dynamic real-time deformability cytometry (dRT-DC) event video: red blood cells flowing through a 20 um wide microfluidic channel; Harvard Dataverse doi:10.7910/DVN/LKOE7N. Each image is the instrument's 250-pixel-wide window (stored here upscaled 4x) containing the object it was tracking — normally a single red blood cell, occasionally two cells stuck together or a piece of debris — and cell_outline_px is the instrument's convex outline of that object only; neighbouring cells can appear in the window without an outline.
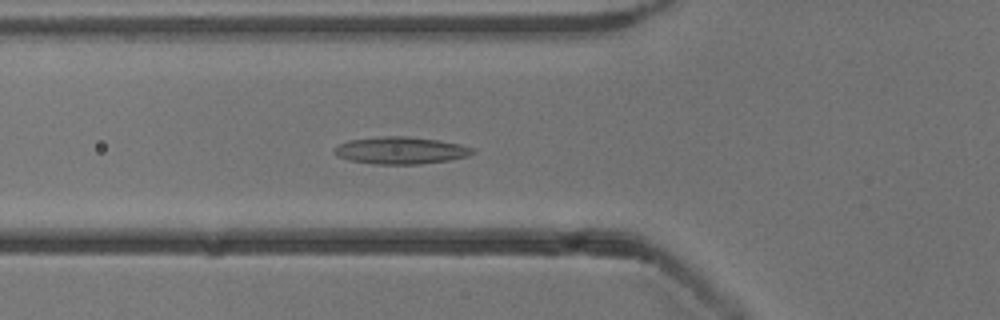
{"species": "common noctule bat (a hibernating species)", "species_latin": "Nyctalus noctula", "temperature_condition": "cold", "stored_images_in_passage": 43, "camera_frame_rate_fps": 3000, "um_per_image_px": 0.085, "animal": {"sex": "male", "body_mass_g": 13.3}, "frame": {"image": 1, "passage_image": 16, "time_ms": 5.0, "image_size_px": [1000, 320], "cell_outline_px": [[476, 152], [468, 156], [448, 160], [420, 164], [376, 164], [352, 160], [340, 156], [332, 152], [332, 148], [348, 140], [380, 136], [408, 136], [436, 140], [460, 144], [476, 148]], "centroid_in_image_um": [34.08, 12.78], "position_along_channel_um": 91.7, "area_um2": 21.85}}
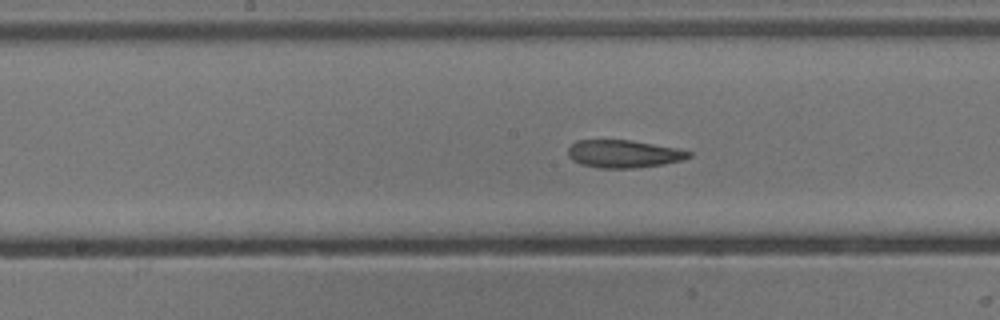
{"frame": {"image": 2, "passage_image": 24, "time_ms": 7.667, "image_size_px": [1000, 320], "cell_outline_px": [[692, 156], [684, 160], [664, 164], [632, 168], [600, 168], [580, 164], [572, 160], [568, 156], [568, 148], [576, 140], [628, 140], [676, 148], [692, 152]], "centroid_in_image_um": [53.0, 13.08], "position_along_channel_um": 195.2, "area_um2": 19.48}}
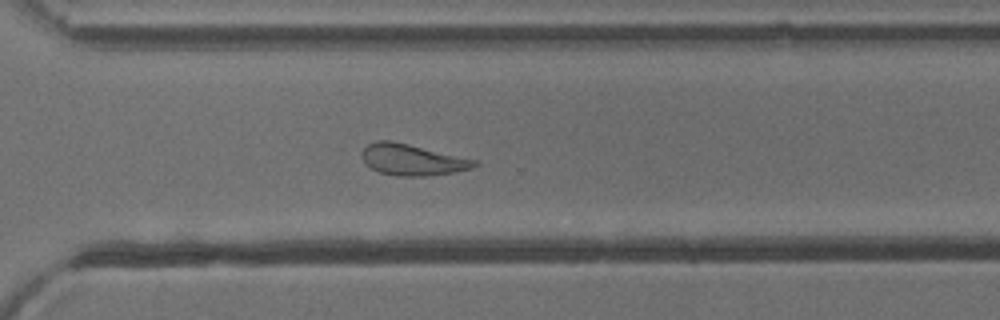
{"frame": {"image": 3, "passage_image": 35, "time_ms": 11.333, "image_size_px": [1000, 320], "cell_outline_px": [[480, 164], [472, 168], [452, 172], [428, 176], [396, 176], [380, 172], [364, 164], [360, 156], [364, 148], [368, 144], [376, 140], [392, 140], [476, 160]], "centroid_in_image_um": [35.0, 13.57], "position_along_channel_um": 335.6, "area_um2": 20.46}, "authors_computed_cell_mechanics": {"area_um2": 20.1722, "velocity_mm_per_s": 3.8421, "shape_relaxation_time_tau1_ms": null, "shape_relaxation_time_tau2_ms": 5.2995, "deformation_change_tau1": null, "deformation_change_tau2": 0.1434}}